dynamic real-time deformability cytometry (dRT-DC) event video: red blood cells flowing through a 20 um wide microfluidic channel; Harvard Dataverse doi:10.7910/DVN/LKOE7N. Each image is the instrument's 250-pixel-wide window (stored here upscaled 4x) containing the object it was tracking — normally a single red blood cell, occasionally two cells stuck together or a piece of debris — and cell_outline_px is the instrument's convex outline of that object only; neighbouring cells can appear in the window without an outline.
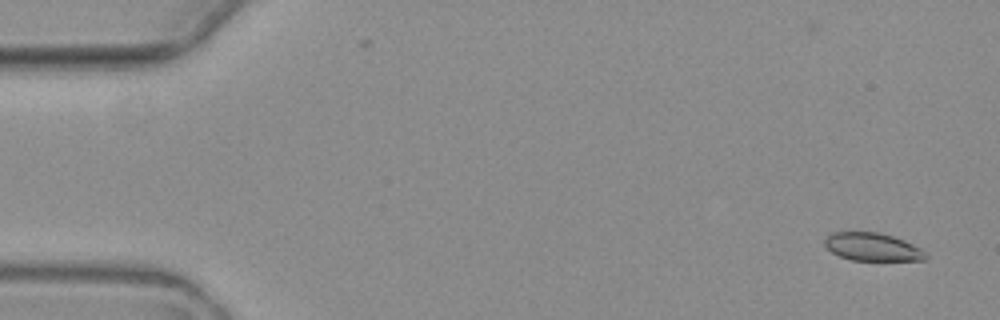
{"species": "common noctule bat (a hibernating species)", "species_latin": "Nyctalus noctula", "temperature_condition": "warm", "stored_images_in_passage": 4, "camera_frame_rate_fps": 3000, "um_per_image_px": 0.085, "animal": {"sex": "female", "body_mass_g": 19.3, "forearm_length_mm": 54.1}, "frame": {"image": 1, "passage_image": 1, "time_ms": 0.0, "image_size_px": [1000, 320], "cell_outline_px": [[928, 256], [924, 260], [852, 260], [840, 256], [832, 252], [824, 244], [824, 240], [832, 232], [876, 232], [892, 236], [904, 240], [920, 248]], "centroid_in_image_um": [74.15, 20.99], "position_along_channel_um": 10.9, "area_um2": 16.24}}